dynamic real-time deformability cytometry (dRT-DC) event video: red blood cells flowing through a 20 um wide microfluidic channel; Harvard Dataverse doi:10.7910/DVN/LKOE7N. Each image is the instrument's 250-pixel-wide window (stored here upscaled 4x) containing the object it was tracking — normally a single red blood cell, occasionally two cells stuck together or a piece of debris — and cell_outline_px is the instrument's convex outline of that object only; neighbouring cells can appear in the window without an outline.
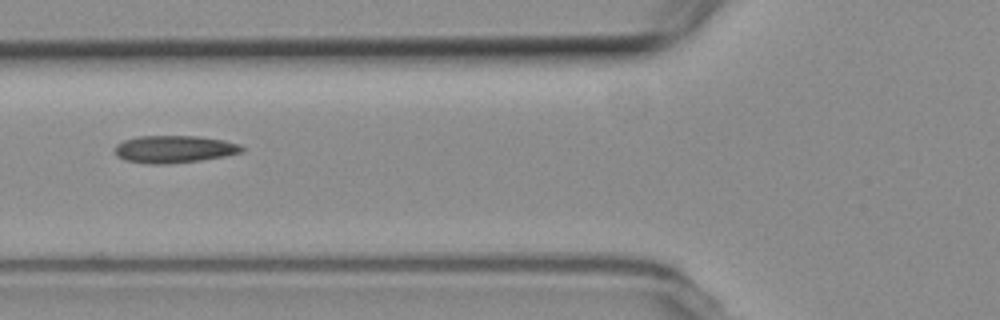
{"species": "common noctule bat (a hibernating species)", "species_latin": "Nyctalus noctula", "temperature_condition": "room temperature", "stored_images_in_passage": 14, "camera_frame_rate_fps": 3000, "um_per_image_px": 0.085, "animal": {"sex": "female", "body_mass_g": 19.3, "forearm_length_mm": 54.1}, "frame": {"image": 1, "passage_image": 5, "time_ms": 5.667, "image_size_px": [1000, 320], "cell_outline_px": [[244, 152], [224, 156], [200, 160], [168, 164], [148, 164], [124, 160], [116, 156], [116, 144], [124, 140], [136, 136], [196, 136], [224, 140], [240, 144], [244, 148]], "centroid_in_image_um": [14.8, 12.68], "position_along_channel_um": 111.0, "area_um2": 20.35}}
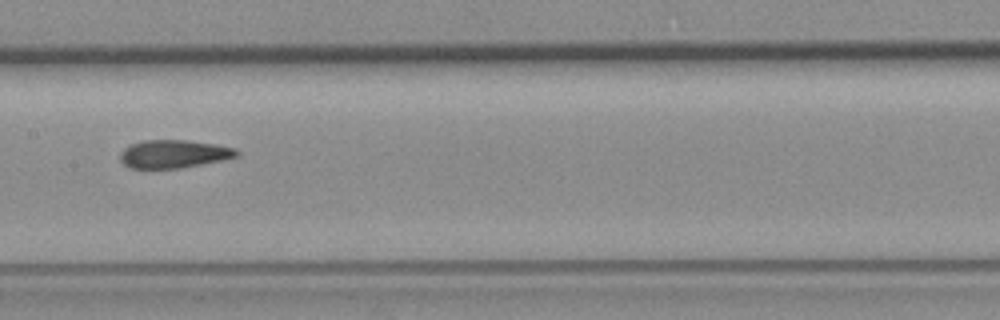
{"frame": {"image": 2, "passage_image": 7, "time_ms": 8.0, "image_size_px": [1000, 320], "cell_outline_px": [[240, 156], [224, 160], [180, 168], [128, 168], [120, 160], [120, 152], [124, 148], [132, 144], [144, 140], [188, 140], [216, 144], [236, 148], [240, 152]], "centroid_in_image_um": [14.81, 13.08], "position_along_channel_um": 192.6, "area_um2": 19.25}}
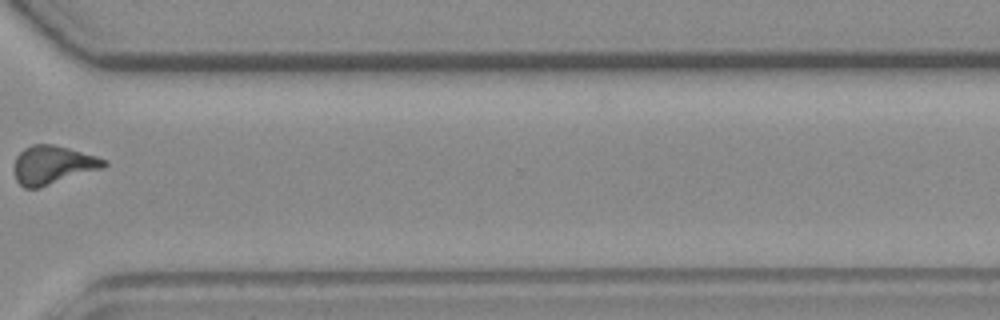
{"frame": {"image": 3, "passage_image": 11, "time_ms": 13.0, "image_size_px": [1000, 320], "cell_outline_px": [[108, 164], [104, 168], [40, 188], [24, 188], [16, 180], [12, 168], [16, 156], [24, 148], [32, 144], [52, 144], [68, 148], [96, 156], [108, 160]], "centroid_in_image_um": [4.48, 14.03], "position_along_channel_um": 366.1, "area_um2": 20.46}}